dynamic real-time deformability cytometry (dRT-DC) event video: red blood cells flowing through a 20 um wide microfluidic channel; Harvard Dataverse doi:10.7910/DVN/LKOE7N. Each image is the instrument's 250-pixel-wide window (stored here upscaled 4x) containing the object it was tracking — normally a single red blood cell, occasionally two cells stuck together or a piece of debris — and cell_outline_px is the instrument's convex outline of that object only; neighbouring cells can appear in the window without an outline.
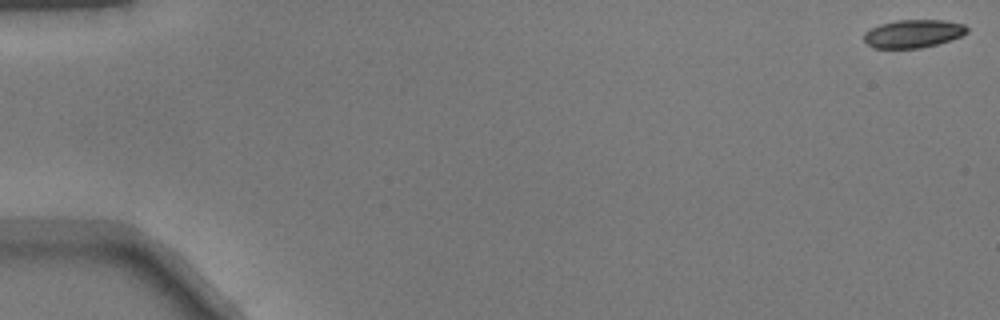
{"species": "common noctule bat (a hibernating species)", "species_latin": "Nyctalus noctula", "temperature_condition": "warm", "stored_images_in_passage": 13, "camera_frame_rate_fps": 3000, "um_per_image_px": 0.085, "animal": {"sex": "male", "body_mass_g": 17.9}, "frame": {"image": 1, "passage_image": 1, "time_ms": 0.0, "image_size_px": [1000, 320], "cell_outline_px": [[968, 32], [960, 36], [936, 44], [920, 48], [872, 48], [864, 40], [864, 32], [880, 24], [896, 20], [944, 20], [964, 24], [968, 28]], "centroid_in_image_um": [77.61, 2.85], "position_along_channel_um": 7.4, "area_um2": 16.76}}